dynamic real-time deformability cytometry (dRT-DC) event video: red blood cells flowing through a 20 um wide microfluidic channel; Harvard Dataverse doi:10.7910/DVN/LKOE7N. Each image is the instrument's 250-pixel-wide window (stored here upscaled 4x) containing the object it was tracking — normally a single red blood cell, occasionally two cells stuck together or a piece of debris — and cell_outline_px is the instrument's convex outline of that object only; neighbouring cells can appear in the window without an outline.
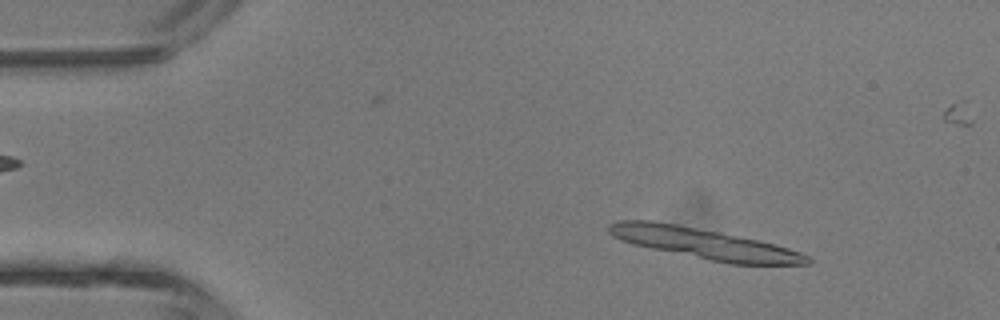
{"species": "common noctule bat (a hibernating species)", "species_latin": "Nyctalus noctula", "temperature_condition": "room temperature", "stored_images_in_passage": 11, "camera_frame_rate_fps": 3000, "um_per_image_px": 0.085, "animal": {"sex": "male", "body_mass_g": 13.3}, "frame": {"image": 1, "passage_image": 5, "time_ms": 1.333, "image_size_px": [1000, 320], "cell_outline_px": [[812, 260], [808, 264], [728, 264], [708, 260], [632, 244], [620, 240], [612, 236], [608, 232], [608, 224], [620, 220], [652, 220], [676, 224], [720, 232], [756, 240], [788, 248], [800, 252], [808, 256]], "centroid_in_image_um": [59.79, 20.7], "position_along_channel_um": 25.2, "area_um2": 35.2}}